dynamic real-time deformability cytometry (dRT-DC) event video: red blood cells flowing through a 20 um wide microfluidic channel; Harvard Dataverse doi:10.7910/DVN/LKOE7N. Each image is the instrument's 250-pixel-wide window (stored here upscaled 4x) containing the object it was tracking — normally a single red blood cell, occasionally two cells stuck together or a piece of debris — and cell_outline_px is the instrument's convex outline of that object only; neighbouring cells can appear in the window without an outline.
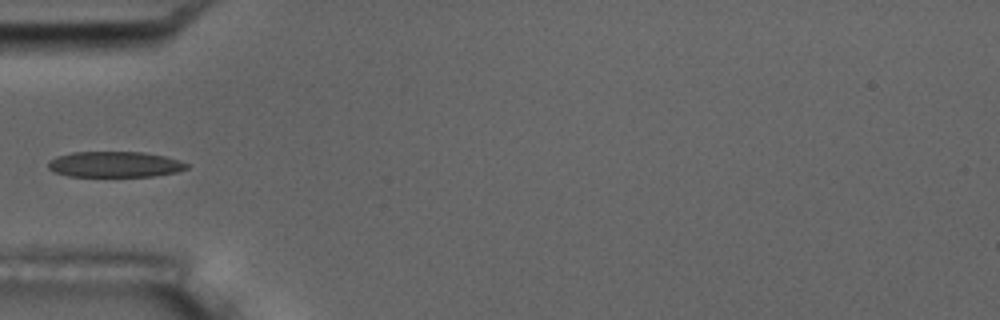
{"species": "common noctule bat (a hibernating species)", "species_latin": "Nyctalus noctula", "temperature_condition": "room temperature", "stored_images_in_passage": 3, "camera_frame_rate_fps": 3000, "um_per_image_px": 0.085, "animal": {"sex": "male", "body_mass_g": 17.5, "forearm_length_mm": 52.3}, "frame": {"image": 1, "passage_image": 3, "time_ms": 3.333, "image_size_px": [1000, 320], "cell_outline_px": [[188, 168], [176, 172], [152, 176], [68, 176], [56, 172], [48, 168], [48, 164], [56, 156], [72, 152], [140, 152], [164, 156], [180, 160], [188, 164]], "centroid_in_image_um": [9.77, 13.97], "position_along_channel_um": 75.2, "area_um2": 20.58}}